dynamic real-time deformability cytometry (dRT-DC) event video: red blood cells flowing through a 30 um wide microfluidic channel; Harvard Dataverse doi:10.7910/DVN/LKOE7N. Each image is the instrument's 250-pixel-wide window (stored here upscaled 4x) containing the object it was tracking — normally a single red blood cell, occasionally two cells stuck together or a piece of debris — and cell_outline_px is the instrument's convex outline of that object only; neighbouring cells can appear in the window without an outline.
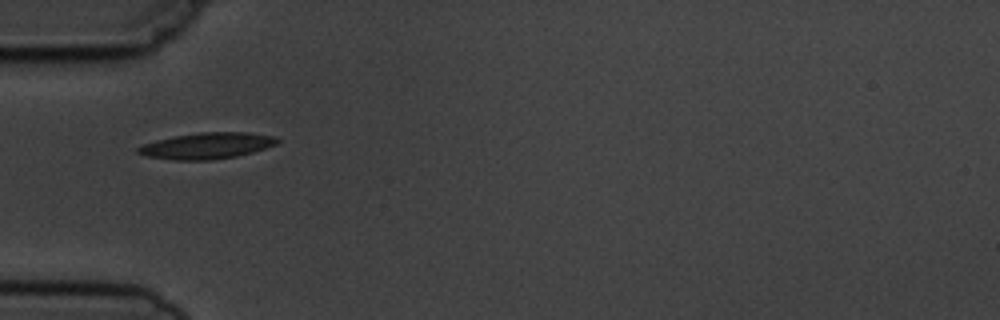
{"species": "common noctule bat (a hibernating species)", "species_latin": "Nyctalus noctula", "temperature_condition": "cold", "stored_images_in_passage": 8, "camera_frame_rate_fps": 3000, "um_per_image_px": 0.085, "animal": {"sex": "male", "body_mass_g": 19.5, "forearm_length_mm": 54.6}, "frame": {"image": 1, "passage_image": 6, "time_ms": 6.667, "image_size_px": [1000, 320], "cell_outline_px": [[280, 140], [276, 144], [252, 152], [236, 156], [208, 160], [172, 160], [148, 156], [136, 152], [136, 148], [144, 144], [156, 140], [176, 136], [200, 132], [248, 132], [276, 136]], "centroid_in_image_um": [17.6, 12.38], "position_along_channel_um": 67.4, "area_um2": 21.1}}
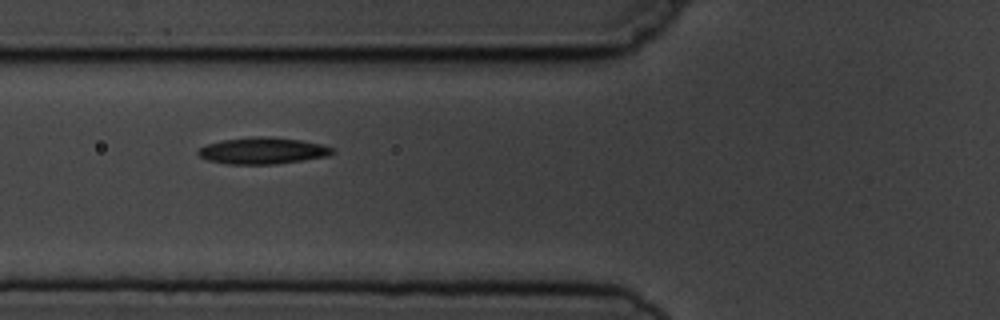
{"frame": {"image": 2, "passage_image": 7, "time_ms": 7.667, "image_size_px": [1000, 320], "cell_outline_px": [[336, 152], [328, 156], [276, 164], [228, 164], [208, 160], [200, 156], [196, 152], [200, 148], [208, 144], [224, 140], [252, 136], [268, 136], [300, 140], [320, 144], [336, 148]], "centroid_in_image_um": [22.37, 12.81], "position_along_channel_um": 103.4, "area_um2": 20.75}}
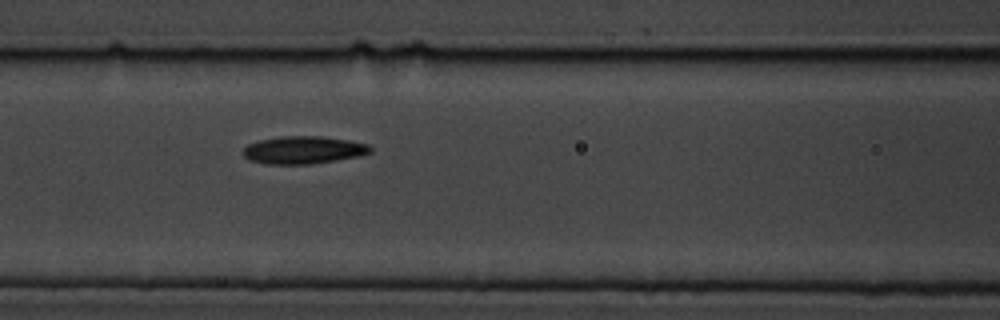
{"frame": {"image": 3, "passage_image": 8, "time_ms": 8.667, "image_size_px": [1000, 320], "cell_outline_px": [[372, 152], [360, 156], [336, 160], [308, 164], [264, 164], [248, 160], [244, 156], [244, 148], [248, 144], [260, 140], [280, 136], [320, 136], [348, 140], [368, 144], [372, 148]], "centroid_in_image_um": [25.79, 12.75], "position_along_channel_um": 140.8, "area_um2": 20.52}}